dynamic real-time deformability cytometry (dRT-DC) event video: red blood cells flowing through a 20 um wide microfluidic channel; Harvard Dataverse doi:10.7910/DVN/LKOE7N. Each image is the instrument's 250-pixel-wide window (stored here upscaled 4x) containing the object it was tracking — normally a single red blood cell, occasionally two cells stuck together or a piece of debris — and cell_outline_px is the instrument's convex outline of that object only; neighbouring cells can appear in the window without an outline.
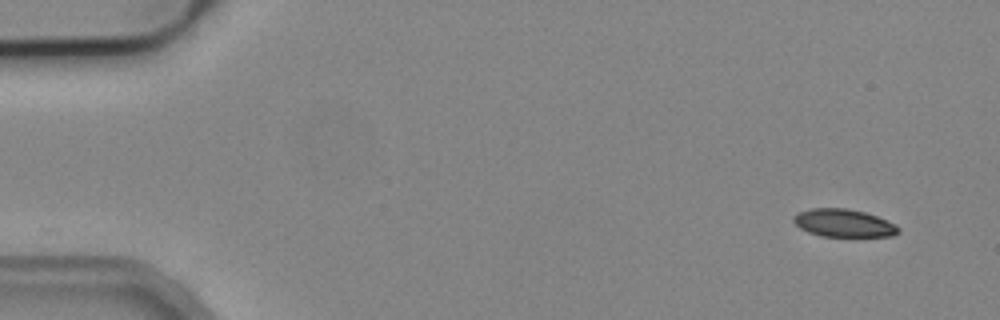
{"species": "common noctule bat (a hibernating species)", "species_latin": "Nyctalus noctula", "temperature_condition": "cold", "stored_images_in_passage": 7, "camera_frame_rate_fps": 3000, "um_per_image_px": 0.085, "animal": {"sex": "male", "body_mass_g": 19.2, "forearm_length_mm": 51.8}, "frame": {"image": 1, "passage_image": 1, "time_ms": 0.0, "image_size_px": [1000, 320], "cell_outline_px": [[900, 232], [892, 236], [820, 236], [808, 232], [800, 228], [792, 220], [792, 216], [800, 212], [812, 208], [848, 208], [864, 212], [876, 216], [896, 224], [900, 228]], "centroid_in_image_um": [71.71, 18.96], "position_along_channel_um": 13.3, "area_um2": 16.99}}
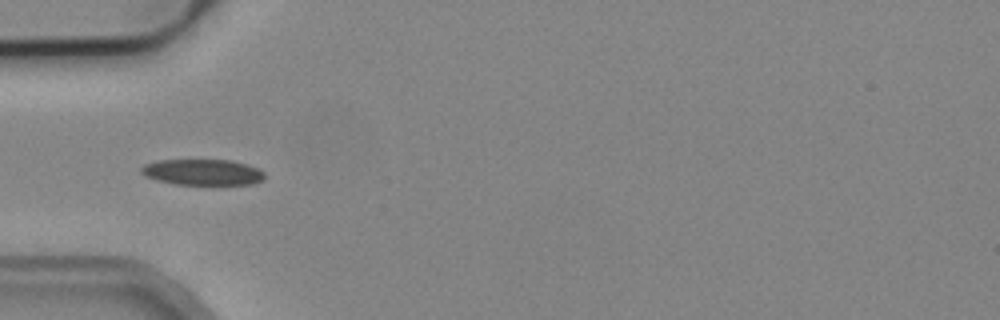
{"frame": {"image": 2, "passage_image": 5, "time_ms": 4.667, "image_size_px": [1000, 320], "cell_outline_px": [[264, 180], [252, 184], [176, 184], [156, 180], [144, 176], [140, 172], [140, 168], [144, 164], [160, 160], [232, 160], [248, 164], [264, 172]], "centroid_in_image_um": [17.21, 14.63], "position_along_channel_um": 67.8, "area_um2": 18.67}}